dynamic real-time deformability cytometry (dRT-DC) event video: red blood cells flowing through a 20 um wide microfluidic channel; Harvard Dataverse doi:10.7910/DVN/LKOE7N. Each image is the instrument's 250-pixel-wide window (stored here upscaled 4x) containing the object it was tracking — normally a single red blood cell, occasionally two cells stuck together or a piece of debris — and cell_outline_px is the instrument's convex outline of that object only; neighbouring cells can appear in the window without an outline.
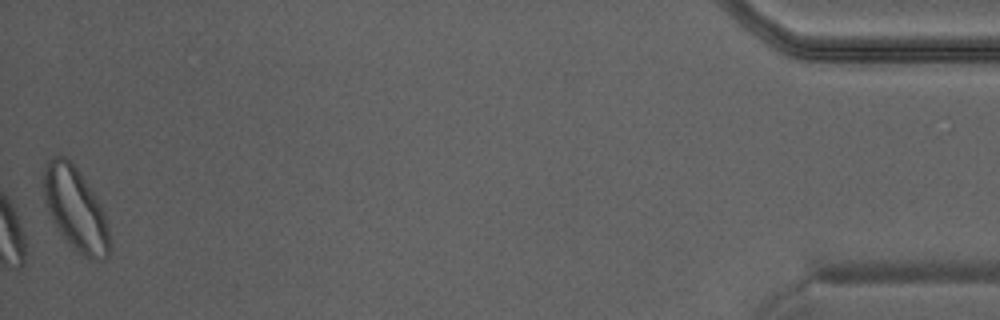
{"species": "Egyptian fruit bat (a non-hibernating species)", "species_latin": "Rousettus aegyptiacus", "temperature_condition": "warm", "stored_images_in_passage": 33, "camera_frame_rate_fps": 3000, "um_per_image_px": 0.085, "animal": {"sex": "male"}, "frame": {"image": 1, "passage_image": 33, "time_ms": 10.667, "image_size_px": [1000, 320], "cell_outline_px": [[108, 256], [104, 260], [96, 260], [84, 256], [64, 240], [52, 220], [48, 212], [44, 200], [44, 168], [48, 160], [56, 156], [64, 156], [80, 172], [100, 204], [108, 228]], "centroid_in_image_um": [6.39, 17.77], "position_along_channel_um": 428.8, "area_um2": 31.33}}